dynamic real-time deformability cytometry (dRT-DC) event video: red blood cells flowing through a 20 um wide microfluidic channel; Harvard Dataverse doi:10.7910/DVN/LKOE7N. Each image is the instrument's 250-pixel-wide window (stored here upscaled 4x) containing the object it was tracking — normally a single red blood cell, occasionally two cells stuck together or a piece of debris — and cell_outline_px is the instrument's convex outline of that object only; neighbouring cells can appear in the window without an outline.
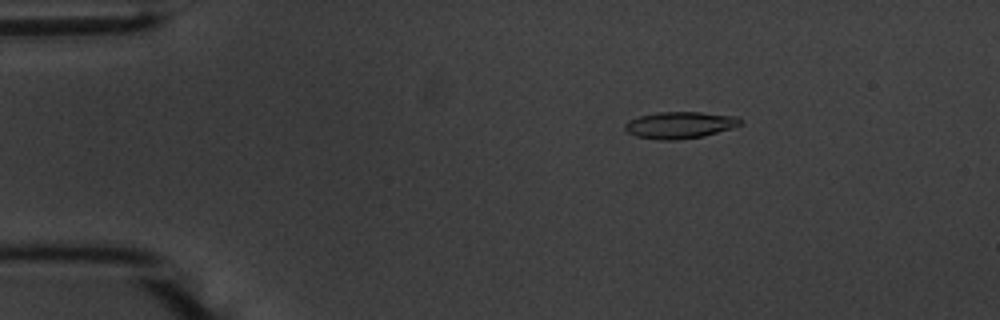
{"species": "common noctule bat (a hibernating species)", "species_latin": "Nyctalus noctula", "temperature_condition": "warm", "stored_images_in_passage": 55, "camera_frame_rate_fps": 3000, "um_per_image_px": 0.085, "animal": {"sex": "male", "body_mass_g": 20.1, "forearm_length_mm": 53.5}, "frame": {"image": 1, "passage_image": 10, "time_ms": 3.0, "image_size_px": [1000, 320], "cell_outline_px": [[740, 124], [732, 128], [704, 136], [676, 140], [660, 140], [636, 136], [628, 132], [624, 128], [624, 124], [628, 120], [640, 116], [656, 112], [700, 112], [736, 116], [740, 120]], "centroid_in_image_um": [57.75, 10.63], "position_along_channel_um": 27.2, "area_um2": 17.92}}
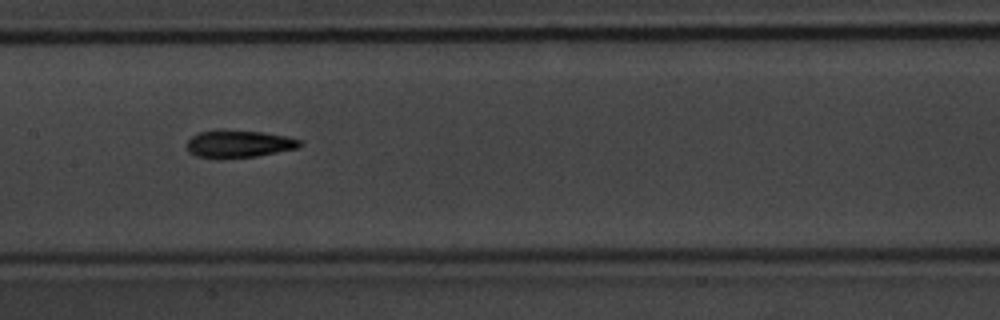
{"frame": {"image": 2, "passage_image": 28, "time_ms": 9.0, "image_size_px": [1000, 320], "cell_outline_px": [[304, 144], [296, 148], [256, 156], [220, 160], [216, 160], [196, 156], [188, 152], [188, 140], [192, 136], [200, 132], [216, 128], [220, 128], [264, 132], [288, 136], [300, 140]], "centroid_in_image_um": [20.25, 12.22], "position_along_channel_um": 187.1, "area_um2": 18.73}}
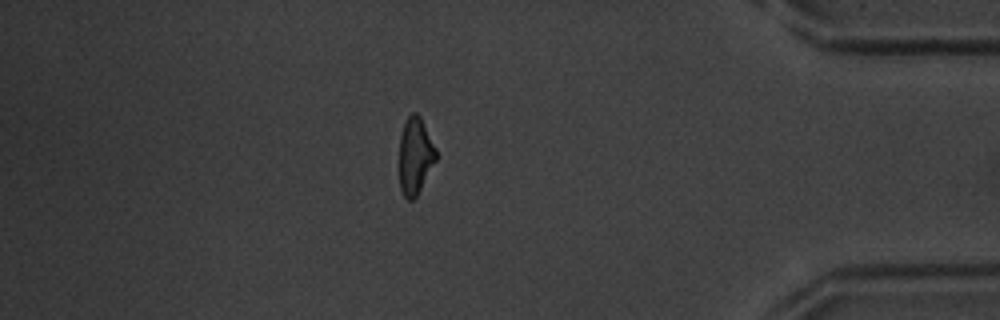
{"frame": {"image": 3, "passage_image": 48, "time_ms": 15.667, "image_size_px": [1000, 320], "cell_outline_px": [[436, 160], [416, 196], [412, 200], [408, 200], [404, 196], [400, 188], [400, 136], [404, 124], [408, 116], [412, 112], [416, 112], [420, 116], [436, 148]], "centroid_in_image_um": [35.29, 13.23], "position_along_channel_um": 399.9, "area_um2": 16.18}, "authors_computed_cell_mechanics": {"area_um2": 17.4556, "velocity_mm_per_s": 3.7305, "shape_relaxation_time_tau1_ms": 4.2876, "shape_relaxation_time_tau2_ms": 4.0164, "deformation_change_tau1": 0.1641, "deformation_change_tau2": 0.136}}